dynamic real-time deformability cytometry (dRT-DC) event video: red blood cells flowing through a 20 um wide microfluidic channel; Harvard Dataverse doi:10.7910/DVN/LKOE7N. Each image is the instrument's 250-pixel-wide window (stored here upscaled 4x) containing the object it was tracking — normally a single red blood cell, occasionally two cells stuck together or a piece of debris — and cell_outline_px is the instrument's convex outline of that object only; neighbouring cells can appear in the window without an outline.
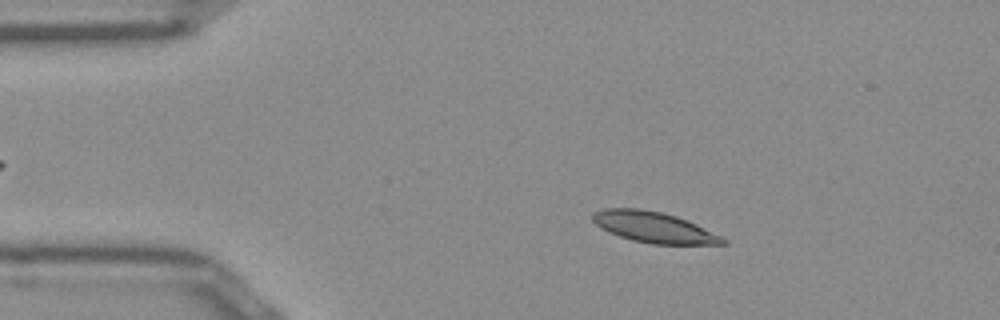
{"species": "Egyptian fruit bat (a non-hibernating species)", "species_latin": "Rousettus aegyptiacus", "temperature_condition": "room temperature", "stored_images_in_passage": 51, "camera_frame_rate_fps": 3000, "um_per_image_px": 0.085, "frame": {"image": 1, "passage_image": 8, "time_ms": 2.333, "image_size_px": [1000, 320], "cell_outline_px": [[728, 244], [652, 244], [632, 240], [608, 232], [600, 228], [592, 220], [592, 216], [596, 212], [604, 208], [640, 208], [660, 212], [676, 216], [696, 224], [728, 240]], "centroid_in_image_um": [55.56, 19.32], "position_along_channel_um": 29.4, "area_um2": 23.18}}
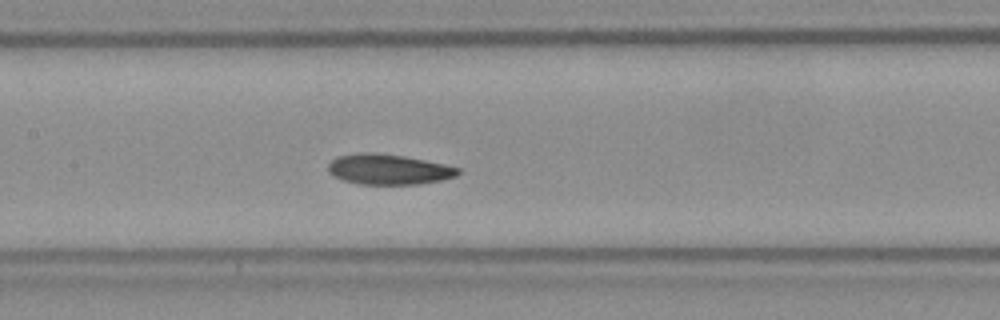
{"frame": {"image": 2, "passage_image": 23, "time_ms": 7.333, "image_size_px": [1000, 320], "cell_outline_px": [[460, 172], [456, 176], [440, 180], [420, 184], [360, 184], [344, 180], [328, 172], [328, 164], [336, 156], [356, 152], [376, 152], [404, 156], [444, 164], [460, 168]], "centroid_in_image_um": [33.01, 14.38], "position_along_channel_um": 174.4, "area_um2": 23.0}}
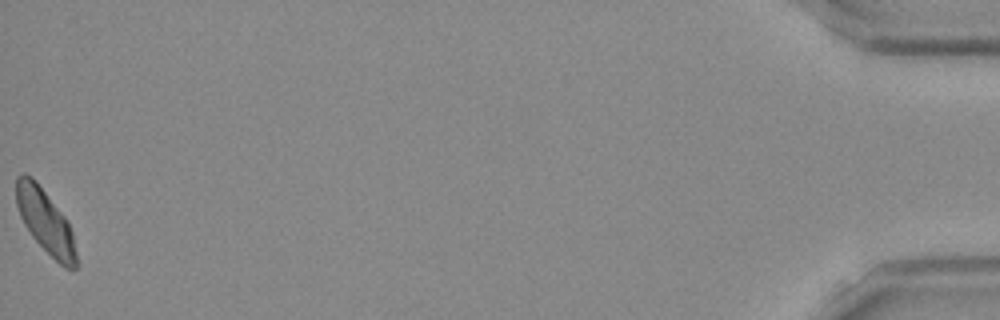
{"frame": {"image": 3, "passage_image": 51, "time_ms": 16.667, "image_size_px": [1000, 320], "cell_outline_px": [[80, 264], [72, 272], [64, 268], [32, 236], [24, 224], [20, 216], [16, 204], [16, 176], [24, 172], [32, 176], [36, 180], [68, 220], [72, 232]], "centroid_in_image_um": [3.9, 18.84], "position_along_channel_um": 431.3, "area_um2": 22.72}, "authors_computed_cell_mechanics": {"area_um2": 22.9466, "velocity_mm_per_s": 3.8725, "shape_relaxation_time_tau1_ms": 4.8885, "shape_relaxation_time_tau2_ms": null, "deformation_change_tau1": 0.1287, "deformation_change_tau2": null}}